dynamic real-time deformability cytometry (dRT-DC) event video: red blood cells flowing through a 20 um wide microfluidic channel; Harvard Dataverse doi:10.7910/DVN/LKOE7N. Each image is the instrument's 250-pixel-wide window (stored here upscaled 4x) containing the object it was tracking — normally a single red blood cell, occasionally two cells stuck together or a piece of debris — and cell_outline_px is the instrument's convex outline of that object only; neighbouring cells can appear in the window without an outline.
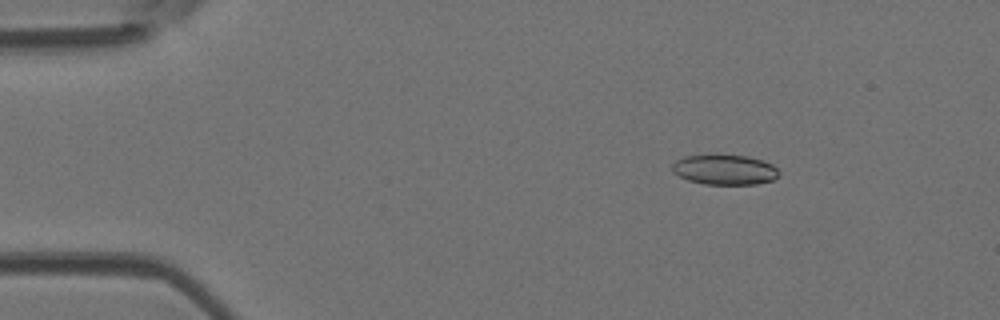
{"species": "Egyptian fruit bat (a non-hibernating species)", "species_latin": "Rousettus aegyptiacus", "temperature_condition": "room temperature", "stored_images_in_passage": 23, "camera_frame_rate_fps": 3000, "um_per_image_px": 0.085, "animal": {"sex": "female"}, "frame": {"image": 1, "passage_image": 1, "time_ms": 0.0, "image_size_px": [1000, 320], "cell_outline_px": [[780, 172], [772, 180], [756, 184], [704, 184], [688, 180], [672, 172], [672, 164], [676, 160], [684, 156], [748, 156], [764, 160], [772, 164]], "centroid_in_image_um": [61.6, 14.43], "position_along_channel_um": 23.4, "area_um2": 18.44}}
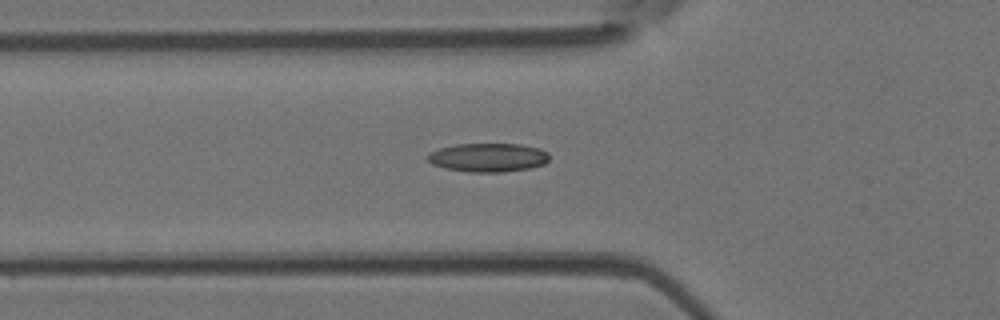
{"frame": {"image": 2, "passage_image": 11, "time_ms": 3.333, "image_size_px": [1000, 320], "cell_outline_px": [[548, 160], [544, 164], [528, 168], [504, 172], [468, 172], [444, 168], [432, 164], [428, 160], [428, 152], [440, 148], [456, 144], [520, 144], [540, 148], [548, 152]], "centroid_in_image_um": [41.48, 13.38], "position_along_channel_um": 84.3, "area_um2": 20.4}}
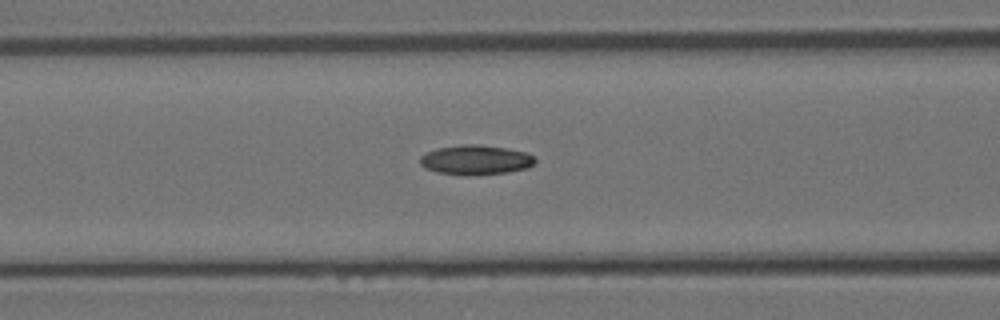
{"frame": {"image": 3, "passage_image": 14, "time_ms": 4.333, "image_size_px": [1000, 320], "cell_outline_px": [[536, 160], [528, 168], [508, 172], [468, 176], [436, 172], [424, 168], [420, 164], [420, 156], [424, 152], [436, 148], [460, 144], [480, 144], [508, 148], [524, 152], [532, 156]], "centroid_in_image_um": [40.37, 13.59], "position_along_channel_um": 126.2, "area_um2": 20.17}}